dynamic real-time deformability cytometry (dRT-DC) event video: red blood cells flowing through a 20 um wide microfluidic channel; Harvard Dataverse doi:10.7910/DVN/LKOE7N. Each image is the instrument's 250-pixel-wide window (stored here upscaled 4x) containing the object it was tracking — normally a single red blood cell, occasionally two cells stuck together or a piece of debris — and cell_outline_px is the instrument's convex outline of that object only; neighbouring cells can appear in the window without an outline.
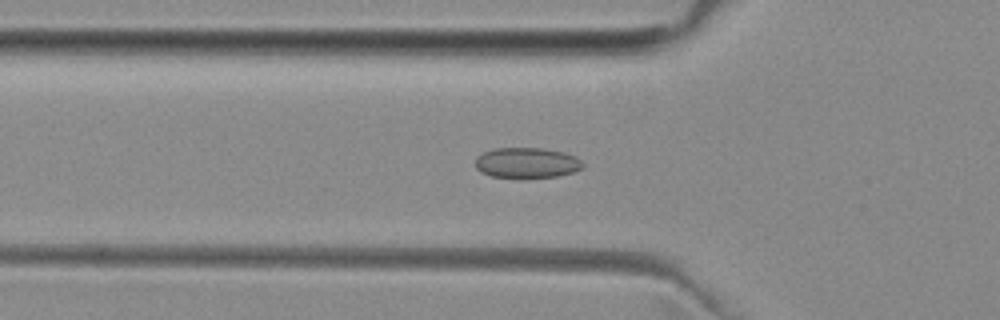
{"species": "common noctule bat (a hibernating species)", "species_latin": "Nyctalus noctula", "temperature_condition": "room temperature", "stored_images_in_passage": 50, "camera_frame_rate_fps": 3000, "um_per_image_px": 0.085, "animal": {"sex": "female", "body_mass_g": 29.2, "forearm_length_mm": 56.3}, "frame": {"image": 1, "passage_image": 15, "time_ms": 4.667, "image_size_px": [1000, 320], "cell_outline_px": [[584, 168], [572, 172], [556, 176], [492, 176], [480, 172], [476, 168], [476, 156], [492, 148], [544, 148], [564, 152], [576, 156], [584, 164]], "centroid_in_image_um": [44.79, 13.8], "position_along_channel_um": 81.0, "area_um2": 18.79}}
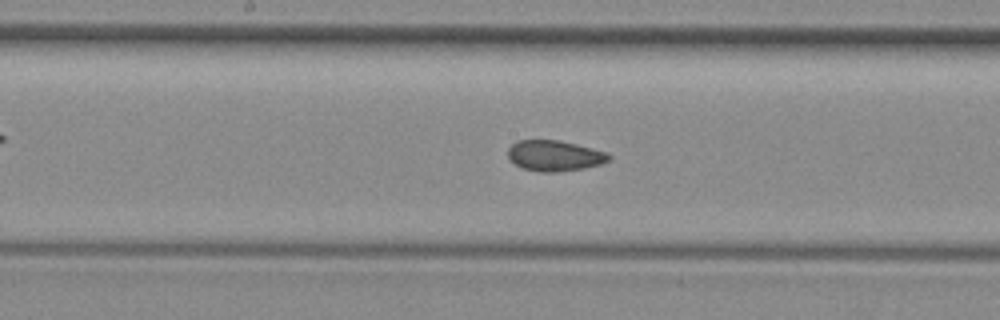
{"frame": {"image": 2, "passage_image": 24, "time_ms": 7.667, "image_size_px": [1000, 320], "cell_outline_px": [[612, 160], [600, 164], [584, 168], [556, 172], [540, 172], [524, 168], [516, 164], [508, 156], [508, 148], [516, 140], [560, 140], [608, 152], [612, 156]], "centroid_in_image_um": [47.18, 13.23], "position_along_channel_um": 201.0, "area_um2": 18.09}}
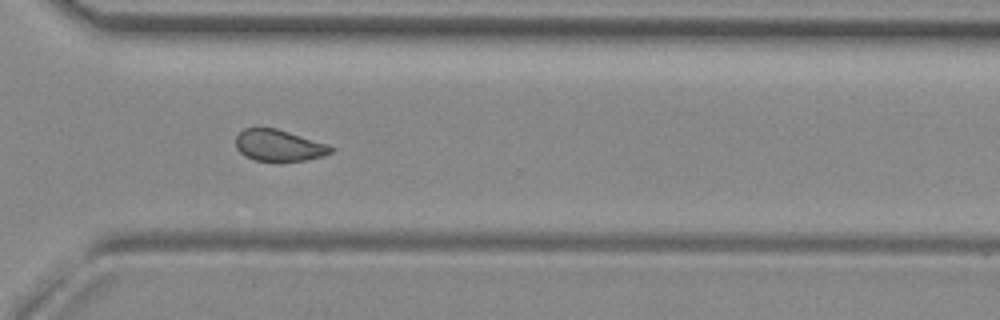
{"frame": {"image": 3, "passage_image": 35, "time_ms": 11.333, "image_size_px": [1000, 320], "cell_outline_px": [[336, 148], [332, 152], [324, 156], [304, 160], [256, 160], [244, 156], [236, 148], [236, 136], [244, 128], [276, 128], [328, 144]], "centroid_in_image_um": [23.72, 12.35], "position_along_channel_um": 346.9, "area_um2": 17.28}, "authors_computed_cell_mechanics": {"area_um2": 18.496, "velocity_mm_per_s": 3.9875, "shape_relaxation_time_tau1_ms": null, "shape_relaxation_time_tau2_ms": 2.3163, "deformation_change_tau1": null, "deformation_change_tau2": 0.0535}}